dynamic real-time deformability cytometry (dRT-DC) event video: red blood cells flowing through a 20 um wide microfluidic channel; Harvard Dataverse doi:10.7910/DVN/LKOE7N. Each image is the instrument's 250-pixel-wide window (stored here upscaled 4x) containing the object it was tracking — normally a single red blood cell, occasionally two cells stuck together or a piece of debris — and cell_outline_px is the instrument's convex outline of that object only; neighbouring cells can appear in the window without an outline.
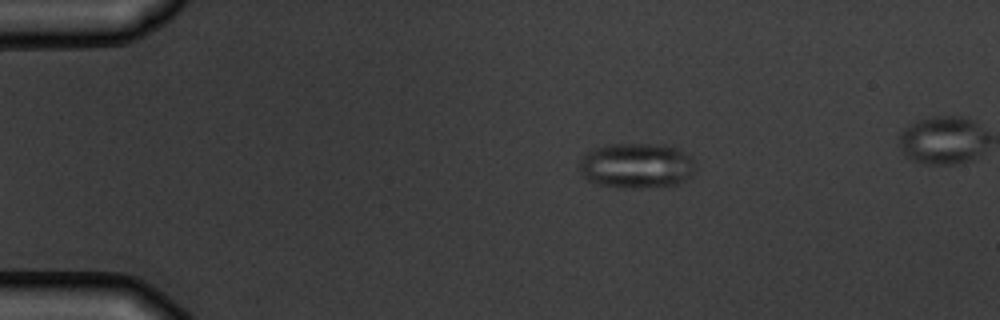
{"species": "common noctule bat (a hibernating species)", "species_latin": "Nyctalus noctula", "temperature_condition": "warm", "stored_images_in_passage": 9, "camera_frame_rate_fps": 3000, "um_per_image_px": 0.085, "animal": {"sex": "male", "body_mass_g": 19.5, "forearm_length_mm": 54.6}, "frame": {"image": 1, "passage_image": 3, "time_ms": 2.333, "image_size_px": [1000, 320], "cell_outline_px": [[692, 172], [684, 180], [676, 184], [632, 188], [620, 188], [596, 184], [588, 180], [584, 176], [580, 168], [580, 160], [584, 152], [608, 144], [664, 144], [680, 148], [692, 156]], "centroid_in_image_um": [54.07, 14.06], "position_along_channel_um": 30.9, "area_um2": 30.52}}